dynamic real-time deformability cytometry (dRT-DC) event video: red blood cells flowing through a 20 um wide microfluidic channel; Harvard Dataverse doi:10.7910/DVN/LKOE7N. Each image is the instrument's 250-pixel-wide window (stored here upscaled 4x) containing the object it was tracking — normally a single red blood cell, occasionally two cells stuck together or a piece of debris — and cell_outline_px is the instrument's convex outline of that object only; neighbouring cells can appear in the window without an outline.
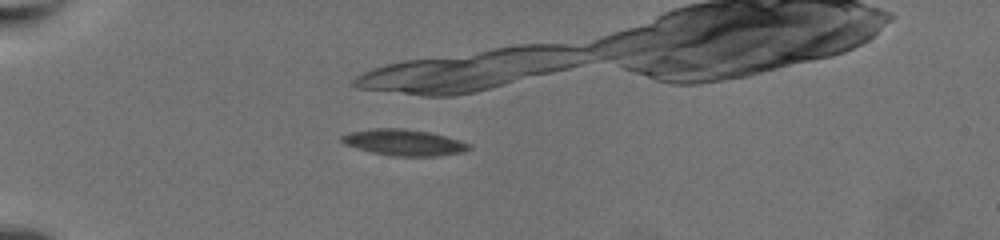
{"species": "common noctule bat (a hibernating species)", "species_latin": "Nyctalus noctula", "temperature_condition": "warm", "stored_images_in_passage": 14, "camera_frame_rate_fps": 3000, "um_per_image_px": 0.085, "animal": {"sex": "female", "body_mass_g": 19.5, "forearm_length_mm": 54.1}, "frame": {"image": 1, "passage_image": 10, "time_ms": 3.0, "image_size_px": [1000, 240], "cell_outline_px": [[472, 148], [464, 152], [436, 156], [392, 156], [372, 152], [344, 144], [340, 140], [340, 136], [352, 132], [372, 128], [404, 128], [428, 132], [460, 140], [468, 144]], "centroid_in_image_um": [34.33, 12.11], "position_along_channel_um": 50.7, "area_um2": 19.31}}